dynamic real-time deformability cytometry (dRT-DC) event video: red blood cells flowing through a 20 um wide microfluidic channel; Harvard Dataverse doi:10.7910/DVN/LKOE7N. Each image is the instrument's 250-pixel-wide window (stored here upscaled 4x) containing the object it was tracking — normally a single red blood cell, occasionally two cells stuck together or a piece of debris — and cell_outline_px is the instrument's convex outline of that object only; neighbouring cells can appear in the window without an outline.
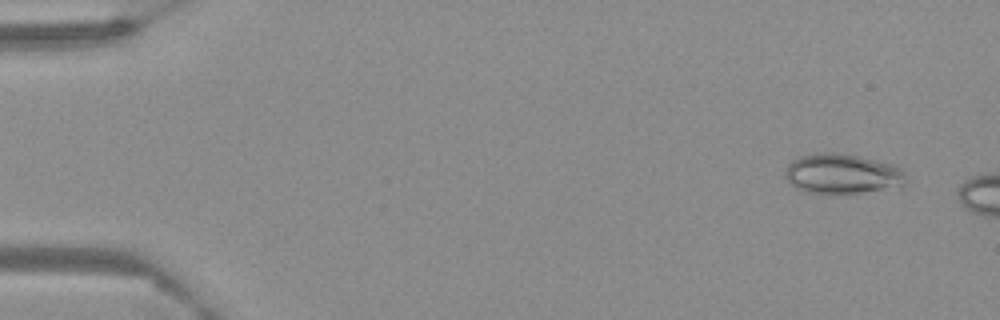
{"species": "Egyptian fruit bat (a non-hibernating species)", "species_latin": "Rousettus aegyptiacus", "temperature_condition": "warm", "stored_images_in_passage": 10, "camera_frame_rate_fps": 3000, "um_per_image_px": 0.085, "frame": {"image": 1, "passage_image": 4, "time_ms": 1.0, "image_size_px": [1000, 320], "cell_outline_px": [[908, 180], [904, 184], [860, 192], [804, 192], [796, 188], [784, 176], [784, 172], [788, 164], [792, 160], [800, 156], [820, 152], [836, 152], [856, 156], [892, 164], [900, 168], [904, 172]], "centroid_in_image_um": [71.53, 14.74], "position_along_channel_um": 13.5, "area_um2": 27.51}}